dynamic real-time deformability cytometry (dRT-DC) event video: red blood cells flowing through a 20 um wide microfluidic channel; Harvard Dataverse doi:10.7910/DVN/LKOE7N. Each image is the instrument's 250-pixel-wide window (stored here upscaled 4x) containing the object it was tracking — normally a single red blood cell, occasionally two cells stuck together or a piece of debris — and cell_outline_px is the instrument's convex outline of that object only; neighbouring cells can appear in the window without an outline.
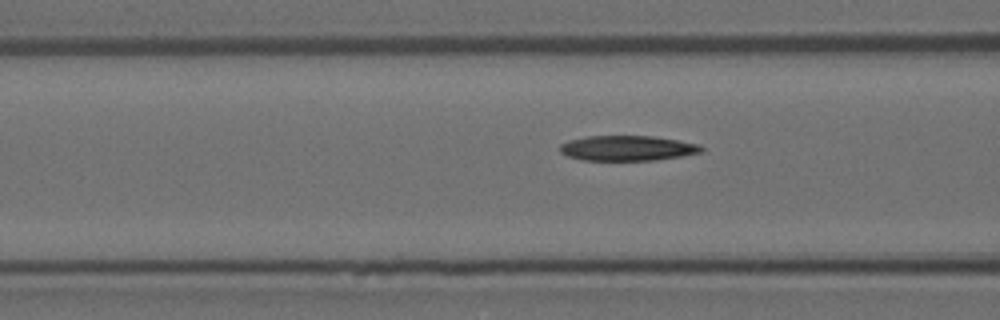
{"species": "Egyptian fruit bat (a non-hibernating species)", "species_latin": "Rousettus aegyptiacus", "temperature_condition": "room temperature", "stored_images_in_passage": 6, "camera_frame_rate_fps": 3000, "um_per_image_px": 0.085, "animal": {"sex": "female"}, "frame": {"image": 1, "passage_image": 4, "time_ms": 1.0, "image_size_px": [1000, 320], "cell_outline_px": [[704, 152], [656, 160], [584, 160], [568, 156], [560, 152], [560, 144], [568, 140], [588, 136], [652, 136], [700, 144], [704, 148]], "centroid_in_image_um": [53.34, 12.59], "position_along_channel_um": 113.3, "area_um2": 20.69}}